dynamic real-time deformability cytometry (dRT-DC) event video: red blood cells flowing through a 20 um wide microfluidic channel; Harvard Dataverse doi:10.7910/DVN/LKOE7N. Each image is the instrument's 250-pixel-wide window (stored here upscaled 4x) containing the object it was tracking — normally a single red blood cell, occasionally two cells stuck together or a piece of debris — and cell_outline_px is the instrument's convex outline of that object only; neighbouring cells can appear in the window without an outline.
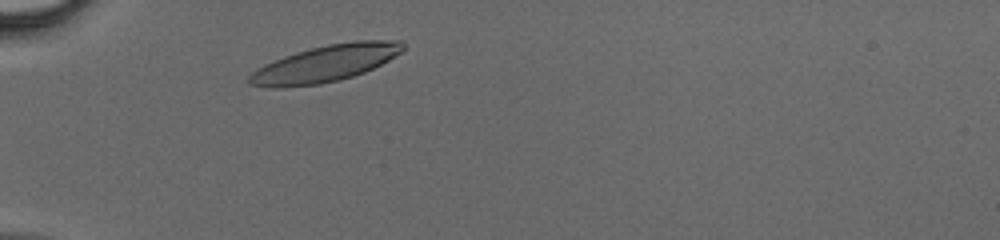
{"species": "human", "species_latin": "Homo sapiens", "temperature_condition": "cold", "stored_images_in_passage": 29, "camera_frame_rate_fps": 3000, "um_per_image_px": 0.085, "donor": {"sex": "male"}, "frame": {"image": 1, "passage_image": 3, "time_ms": 0.667, "image_size_px": [1000, 240], "cell_outline_px": [[404, 48], [400, 52], [388, 60], [364, 72], [352, 76], [320, 84], [280, 88], [268, 88], [248, 84], [248, 76], [256, 68], [264, 64], [284, 56], [296, 52], [328, 44], [352, 40], [400, 40], [404, 44]], "centroid_in_image_um": [27.6, 5.4], "position_along_channel_um": 57.4, "area_um2": 32.77}}
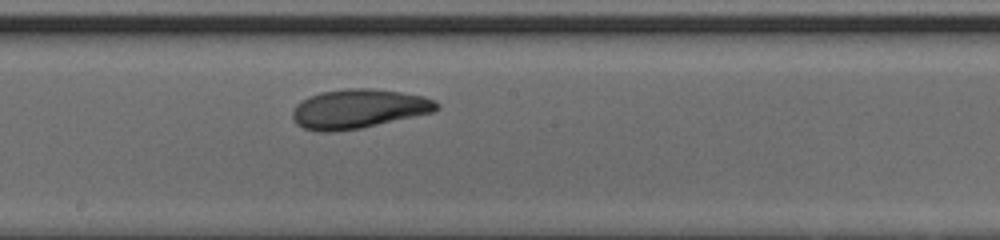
{"frame": {"image": 2, "passage_image": 15, "time_ms": 4.667, "image_size_px": [1000, 240], "cell_outline_px": [[440, 108], [436, 112], [360, 128], [332, 132], [316, 132], [304, 128], [296, 124], [292, 120], [292, 112], [296, 104], [300, 100], [308, 96], [320, 92], [348, 88], [372, 88], [400, 92], [424, 96], [436, 100], [440, 104]], "centroid_in_image_um": [30.48, 9.25], "position_along_channel_um": 217.7, "area_um2": 33.41}}
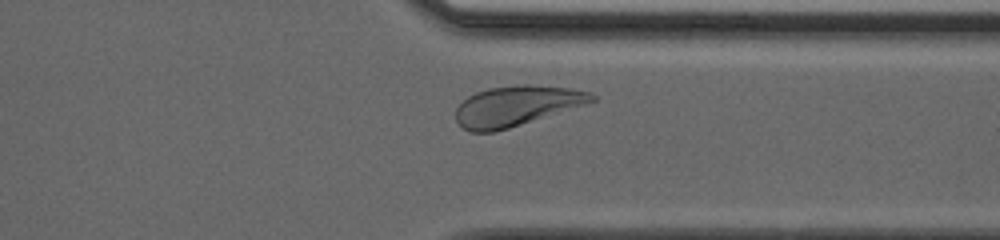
{"frame": {"image": 3, "passage_image": 25, "time_ms": 8.0, "image_size_px": [1000, 240], "cell_outline_px": [[596, 100], [584, 104], [508, 128], [492, 132], [468, 132], [456, 120], [456, 108], [468, 96], [476, 92], [488, 88], [520, 84], [528, 84], [568, 88], [592, 92], [596, 96]], "centroid_in_image_um": [43.87, 8.99], "position_along_channel_um": 367.5, "area_um2": 31.39}}